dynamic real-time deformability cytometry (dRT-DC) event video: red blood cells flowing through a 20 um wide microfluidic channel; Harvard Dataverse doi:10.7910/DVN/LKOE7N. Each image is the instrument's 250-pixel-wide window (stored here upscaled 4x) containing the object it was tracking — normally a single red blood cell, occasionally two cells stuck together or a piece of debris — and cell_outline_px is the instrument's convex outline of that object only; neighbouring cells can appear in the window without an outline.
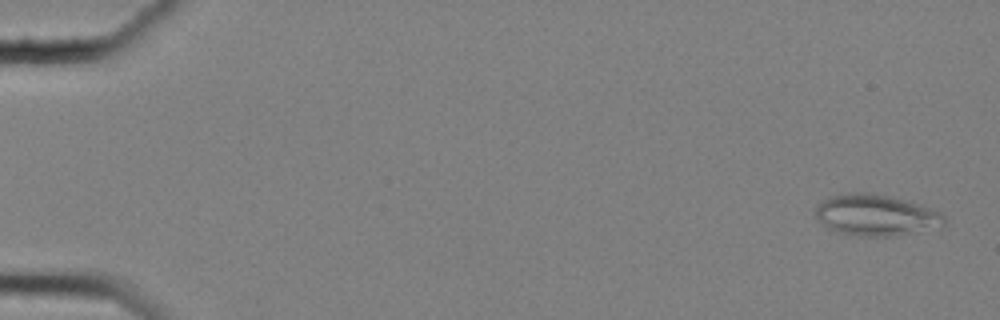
{"species": "common noctule bat (a hibernating species)", "species_latin": "Nyctalus noctula", "temperature_condition": "cold", "stored_images_in_passage": 58, "camera_frame_rate_fps": 3000, "um_per_image_px": 0.085, "animal": {"sex": "female", "body_mass_g": 25.1}, "frame": {"image": 1, "passage_image": 2, "time_ms": 0.333, "image_size_px": [1000, 320], "cell_outline_px": [[944, 224], [940, 228], [892, 236], [856, 236], [840, 232], [828, 228], [816, 216], [816, 208], [824, 200], [832, 196], [848, 192], [872, 192], [920, 204], [932, 208], [940, 212], [944, 216]], "centroid_in_image_um": [74.5, 18.28], "position_along_channel_um": 10.5, "area_um2": 30.81}}
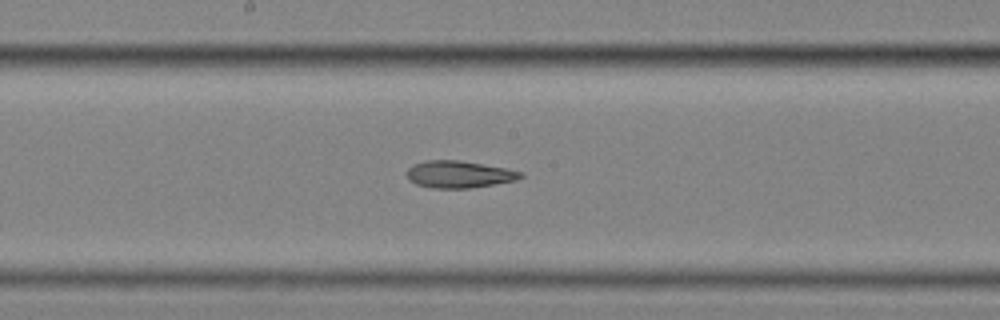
{"frame": {"image": 2, "passage_image": 32, "time_ms": 10.333, "image_size_px": [1000, 320], "cell_outline_px": [[524, 176], [516, 180], [472, 188], [432, 188], [416, 184], [408, 180], [408, 168], [412, 164], [428, 160], [460, 160], [504, 168], [520, 172]], "centroid_in_image_um": [38.98, 14.82], "position_along_channel_um": 209.2, "area_um2": 17.8}}
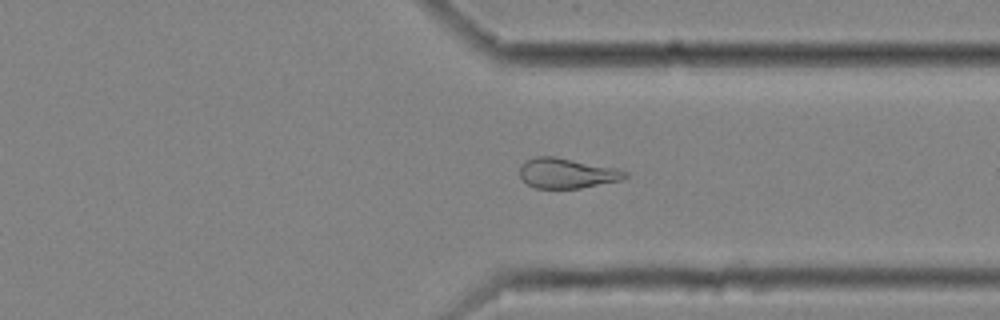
{"frame": {"image": 3, "passage_image": 45, "time_ms": 14.667, "image_size_px": [1000, 320], "cell_outline_px": [[628, 176], [620, 180], [580, 188], [536, 188], [528, 184], [520, 176], [520, 164], [536, 156], [556, 156], [616, 168], [628, 172]], "centroid_in_image_um": [48.18, 14.71], "position_along_channel_um": 363.2, "area_um2": 18.38}, "authors_computed_cell_mechanics": {"area_um2": 20.1144, "velocity_mm_per_s": 3.5452, "shape_relaxation_time_tau1_ms": 10.5346, "shape_relaxation_time_tau2_ms": 4.4653, "deformation_change_tau1": 0.2191, "deformation_change_tau2": 0.1446}}